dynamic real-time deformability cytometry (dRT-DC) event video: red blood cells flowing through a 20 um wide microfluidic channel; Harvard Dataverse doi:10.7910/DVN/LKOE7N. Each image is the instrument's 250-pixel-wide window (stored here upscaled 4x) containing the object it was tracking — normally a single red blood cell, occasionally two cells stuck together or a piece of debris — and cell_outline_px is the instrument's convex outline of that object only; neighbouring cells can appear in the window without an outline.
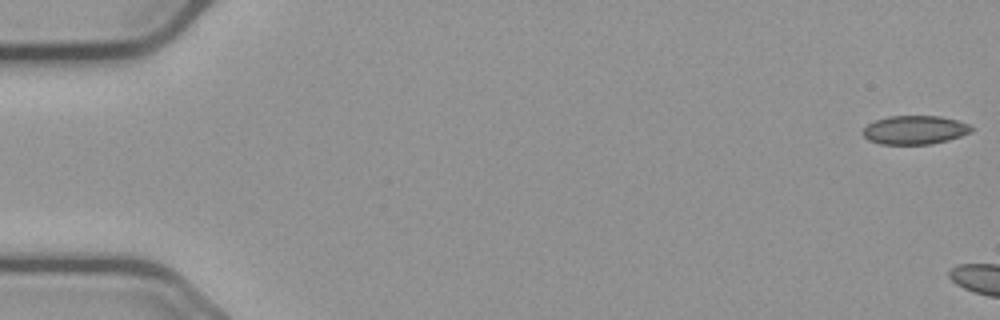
{"species": "common noctule bat (a hibernating species)", "species_latin": "Nyctalus noctula", "temperature_condition": "cold", "stored_images_in_passage": 8, "camera_frame_rate_fps": 3000, "um_per_image_px": 0.085, "animal": {"sex": "male", "body_mass_g": 23.1, "forearm_length_mm": 52.7}, "frame": {"image": 1, "passage_image": 1, "time_ms": 0.0, "image_size_px": [1000, 320], "cell_outline_px": [[976, 128], [972, 132], [948, 140], [932, 144], [880, 144], [868, 140], [860, 132], [868, 124], [876, 120], [888, 116], [940, 116], [956, 120], [968, 124]], "centroid_in_image_um": [77.76, 11.05], "position_along_channel_um": 7.2, "area_um2": 18.26}}